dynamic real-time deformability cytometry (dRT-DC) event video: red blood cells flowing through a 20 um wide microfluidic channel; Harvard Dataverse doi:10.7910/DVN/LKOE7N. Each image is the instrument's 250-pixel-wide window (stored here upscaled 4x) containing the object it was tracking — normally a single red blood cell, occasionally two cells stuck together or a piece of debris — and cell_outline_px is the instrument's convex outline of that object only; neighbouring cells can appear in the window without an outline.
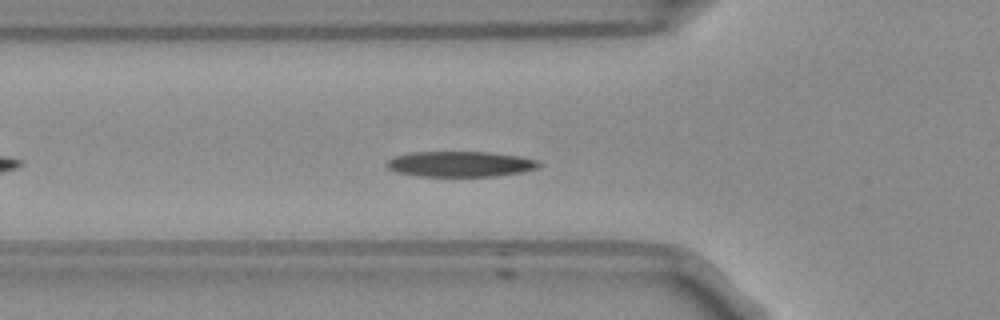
{"species": "Egyptian fruit bat (a non-hibernating species)", "species_latin": "Rousettus aegyptiacus", "temperature_condition": "room temperature", "stored_images_in_passage": 39, "camera_frame_rate_fps": 3000, "um_per_image_px": 0.085, "frame": {"image": 1, "passage_image": 2, "time_ms": 0.333, "image_size_px": [1000, 320], "cell_outline_px": [[540, 164], [536, 168], [520, 172], [496, 176], [416, 176], [396, 172], [388, 168], [384, 164], [388, 160], [396, 156], [412, 152], [488, 152], [520, 156], [536, 160]], "centroid_in_image_um": [39.07, 13.94], "position_along_channel_um": 86.7, "area_um2": 22.48}}
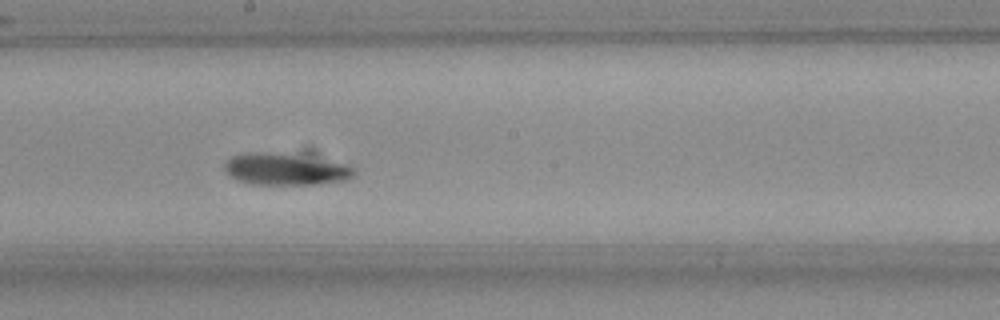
{"frame": {"image": 2, "passage_image": 13, "time_ms": 4.0, "image_size_px": [1000, 320], "cell_outline_px": [[356, 172], [348, 180], [332, 184], [252, 184], [236, 180], [224, 168], [224, 164], [232, 156], [264, 152], [292, 156], [344, 164], [352, 168]], "centroid_in_image_um": [24.28, 14.44], "position_along_channel_um": 223.9, "area_um2": 23.06}}
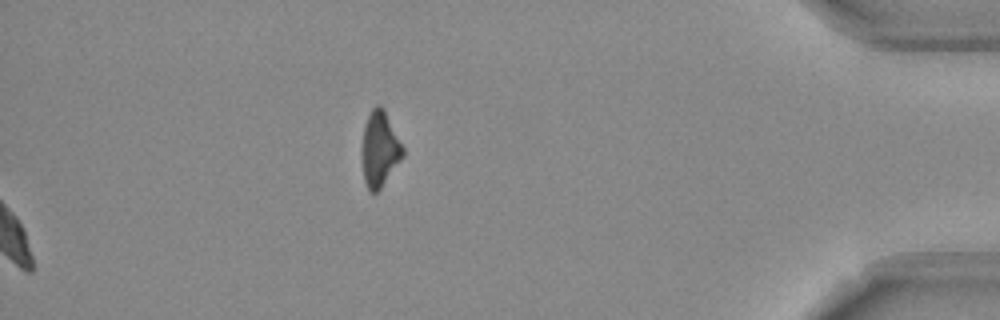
{"frame": {"image": 3, "passage_image": 39, "time_ms": 12.667, "image_size_px": [1000, 320], "cell_outline_px": [[404, 156], [380, 188], [376, 192], [372, 192], [368, 188], [364, 180], [360, 148], [364, 128], [368, 116], [372, 108], [376, 104], [380, 104], [384, 108], [404, 148]], "centroid_in_image_um": [32.26, 12.64], "position_along_channel_um": 402.9, "area_um2": 18.03}}